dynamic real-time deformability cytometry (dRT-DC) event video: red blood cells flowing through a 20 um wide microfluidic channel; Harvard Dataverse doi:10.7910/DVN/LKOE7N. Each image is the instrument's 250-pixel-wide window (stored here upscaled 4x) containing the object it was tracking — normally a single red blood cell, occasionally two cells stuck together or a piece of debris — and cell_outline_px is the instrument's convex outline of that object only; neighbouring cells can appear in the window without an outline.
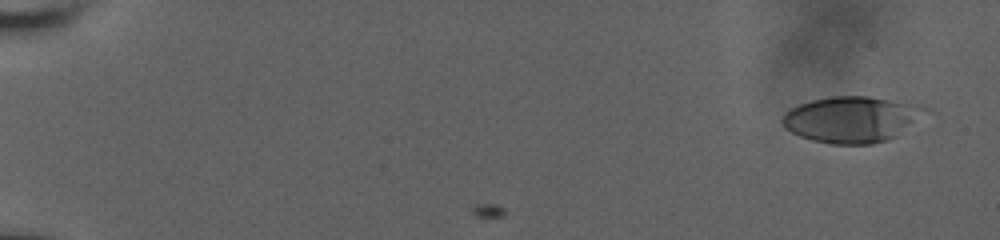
{"species": "human", "species_latin": "Homo sapiens", "temperature_condition": "room temperature", "stored_images_in_passage": 38, "camera_frame_rate_fps": 3000, "um_per_image_px": 0.085, "donor": {"sex": "male"}, "frame": {"image": 1, "passage_image": 1, "time_ms": 0.0, "image_size_px": [1000, 240], "cell_outline_px": [[936, 112], [896, 136], [888, 140], [872, 144], [832, 144], [812, 140], [800, 136], [784, 128], [780, 120], [784, 112], [800, 104], [812, 100], [832, 96], [868, 96], [916, 104], [932, 108]], "centroid_in_image_um": [72.52, 10.14], "position_along_channel_um": 12.5, "area_um2": 39.25}}
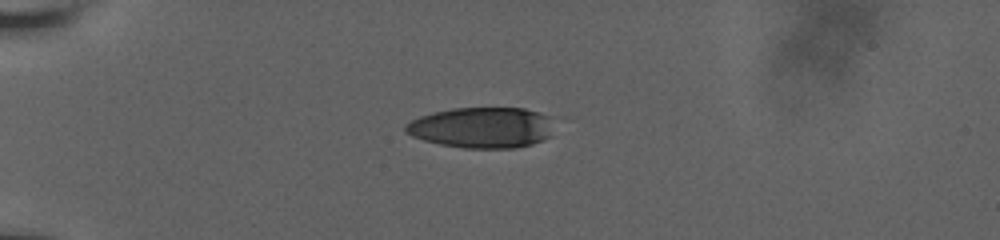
{"frame": {"image": 2, "passage_image": 32, "time_ms": 4.667, "image_size_px": [1000, 240], "cell_outline_px": [[552, 136], [544, 140], [532, 144], [516, 148], [464, 148], [440, 144], [424, 140], [412, 136], [404, 132], [404, 124], [420, 116], [432, 112], [452, 108], [524, 108], [540, 112], [548, 116]], "centroid_in_image_um": [40.93, 10.84], "position_along_channel_um": 44.1, "area_um2": 35.43}}